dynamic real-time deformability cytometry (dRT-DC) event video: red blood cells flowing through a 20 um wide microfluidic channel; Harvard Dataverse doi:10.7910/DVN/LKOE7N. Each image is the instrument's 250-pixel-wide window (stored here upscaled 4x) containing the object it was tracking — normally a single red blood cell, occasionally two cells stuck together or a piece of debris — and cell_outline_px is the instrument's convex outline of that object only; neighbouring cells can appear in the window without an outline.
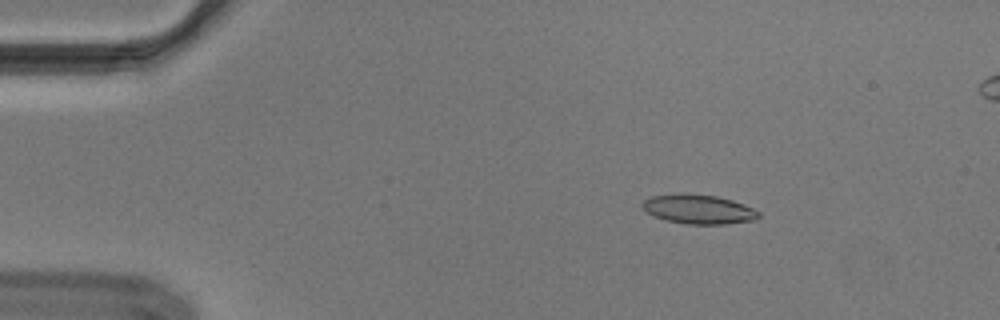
{"species": "Egyptian fruit bat (a non-hibernating species)", "species_latin": "Rousettus aegyptiacus", "temperature_condition": "cold", "stored_images_in_passage": 55, "camera_frame_rate_fps": 3000, "um_per_image_px": 0.085, "animal": {"sex": "male"}, "frame": {"image": 1, "passage_image": 9, "time_ms": 2.667, "image_size_px": [1000, 320], "cell_outline_px": [[760, 216], [756, 220], [724, 224], [688, 224], [668, 220], [656, 216], [648, 212], [640, 204], [644, 200], [652, 196], [684, 192], [716, 196], [732, 200], [744, 204], [760, 212]], "centroid_in_image_um": [59.41, 17.77], "position_along_channel_um": 25.6, "area_um2": 19.83}}
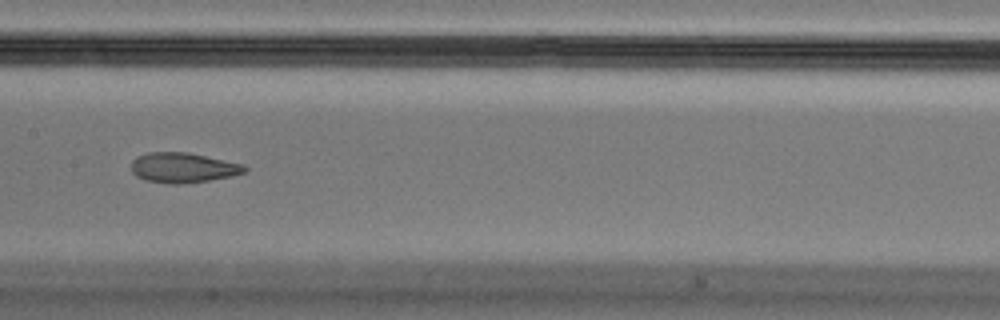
{"frame": {"image": 2, "passage_image": 28, "time_ms": 9.0, "image_size_px": [1000, 320], "cell_outline_px": [[248, 168], [244, 172], [232, 176], [208, 180], [180, 184], [168, 184], [144, 180], [136, 176], [132, 172], [132, 160], [136, 156], [148, 152], [188, 152], [244, 164]], "centroid_in_image_um": [15.54, 14.25], "position_along_channel_um": 191.9, "area_um2": 19.94}}
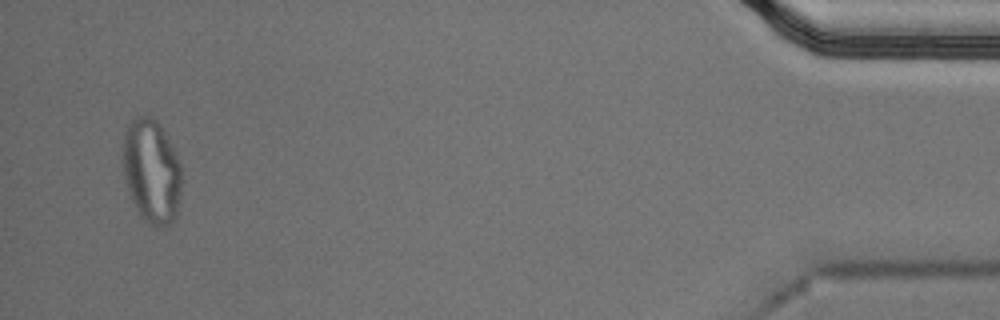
{"frame": {"image": 3, "passage_image": 53, "time_ms": 17.333, "image_size_px": [1000, 320], "cell_outline_px": [[180, 196], [176, 216], [168, 224], [160, 228], [156, 228], [144, 220], [136, 208], [132, 200], [124, 180], [124, 136], [128, 124], [136, 116], [152, 116], [156, 120], [164, 132], [180, 160]], "centroid_in_image_um": [12.89, 14.56], "position_along_channel_um": 422.3, "area_um2": 35.32}}